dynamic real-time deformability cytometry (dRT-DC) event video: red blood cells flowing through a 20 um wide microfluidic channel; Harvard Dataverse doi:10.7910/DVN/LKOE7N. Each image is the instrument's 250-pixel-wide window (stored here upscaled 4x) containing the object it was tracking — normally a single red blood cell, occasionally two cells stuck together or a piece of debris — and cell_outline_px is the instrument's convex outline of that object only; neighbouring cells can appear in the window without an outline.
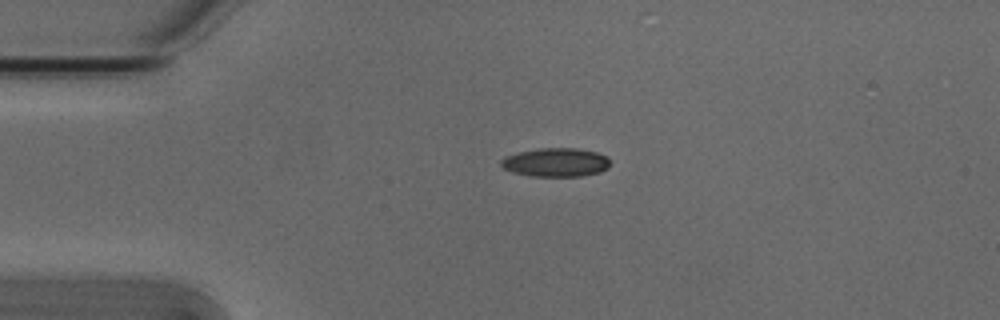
{"species": "Egyptian fruit bat (a non-hibernating species)", "species_latin": "Rousettus aegyptiacus", "temperature_condition": "cold", "stored_images_in_passage": 3, "camera_frame_rate_fps": 3000, "um_per_image_px": 0.085, "animal": {"sex": "male"}, "frame": {"image": 1, "passage_image": 1, "time_ms": 0.0, "image_size_px": [1000, 320], "cell_outline_px": [[608, 168], [600, 172], [580, 176], [532, 176], [512, 172], [504, 168], [500, 164], [500, 160], [504, 156], [516, 152], [536, 148], [576, 148], [596, 152], [608, 156]], "centroid_in_image_um": [47.2, 13.79], "position_along_channel_um": 37.8, "area_um2": 18.38}}